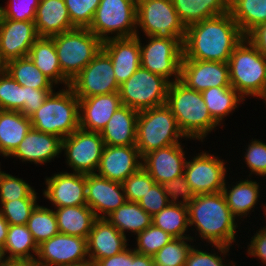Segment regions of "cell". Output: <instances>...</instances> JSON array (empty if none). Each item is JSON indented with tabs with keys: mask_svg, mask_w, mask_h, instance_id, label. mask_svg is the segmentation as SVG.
Instances as JSON below:
<instances>
[{
	"mask_svg": "<svg viewBox=\"0 0 266 266\" xmlns=\"http://www.w3.org/2000/svg\"><path fill=\"white\" fill-rule=\"evenodd\" d=\"M139 111L128 106H120L112 115L107 125L100 132L107 146L136 145V128Z\"/></svg>",
	"mask_w": 266,
	"mask_h": 266,
	"instance_id": "4316f807",
	"label": "cell"
},
{
	"mask_svg": "<svg viewBox=\"0 0 266 266\" xmlns=\"http://www.w3.org/2000/svg\"><path fill=\"white\" fill-rule=\"evenodd\" d=\"M201 94L211 117L219 125L245 100L233 87H211Z\"/></svg>",
	"mask_w": 266,
	"mask_h": 266,
	"instance_id": "e575fe53",
	"label": "cell"
},
{
	"mask_svg": "<svg viewBox=\"0 0 266 266\" xmlns=\"http://www.w3.org/2000/svg\"><path fill=\"white\" fill-rule=\"evenodd\" d=\"M194 237L174 238L152 257L154 263L165 266H185L188 254L193 245H189Z\"/></svg>",
	"mask_w": 266,
	"mask_h": 266,
	"instance_id": "ab89813d",
	"label": "cell"
},
{
	"mask_svg": "<svg viewBox=\"0 0 266 266\" xmlns=\"http://www.w3.org/2000/svg\"><path fill=\"white\" fill-rule=\"evenodd\" d=\"M238 182L236 185H232V188L229 186L227 188V182H225L222 193L232 214L236 218L240 216L241 219L245 215L247 217L249 212L254 209L256 203H258L260 187L259 183L251 181V178L250 180L247 178V180L244 179V181Z\"/></svg>",
	"mask_w": 266,
	"mask_h": 266,
	"instance_id": "1f68e13d",
	"label": "cell"
},
{
	"mask_svg": "<svg viewBox=\"0 0 266 266\" xmlns=\"http://www.w3.org/2000/svg\"><path fill=\"white\" fill-rule=\"evenodd\" d=\"M227 63L231 87L243 98L266 92V56L247 37L235 47Z\"/></svg>",
	"mask_w": 266,
	"mask_h": 266,
	"instance_id": "5b68a950",
	"label": "cell"
},
{
	"mask_svg": "<svg viewBox=\"0 0 266 266\" xmlns=\"http://www.w3.org/2000/svg\"><path fill=\"white\" fill-rule=\"evenodd\" d=\"M25 104V86L17 83L5 70L0 74V109L21 111Z\"/></svg>",
	"mask_w": 266,
	"mask_h": 266,
	"instance_id": "60d3db41",
	"label": "cell"
},
{
	"mask_svg": "<svg viewBox=\"0 0 266 266\" xmlns=\"http://www.w3.org/2000/svg\"><path fill=\"white\" fill-rule=\"evenodd\" d=\"M106 219L124 236L126 230L137 235L152 224V217L138 203L129 201H125Z\"/></svg>",
	"mask_w": 266,
	"mask_h": 266,
	"instance_id": "d6a6232c",
	"label": "cell"
},
{
	"mask_svg": "<svg viewBox=\"0 0 266 266\" xmlns=\"http://www.w3.org/2000/svg\"><path fill=\"white\" fill-rule=\"evenodd\" d=\"M78 99L119 92L109 55L101 48L69 86Z\"/></svg>",
	"mask_w": 266,
	"mask_h": 266,
	"instance_id": "7c38bea8",
	"label": "cell"
},
{
	"mask_svg": "<svg viewBox=\"0 0 266 266\" xmlns=\"http://www.w3.org/2000/svg\"><path fill=\"white\" fill-rule=\"evenodd\" d=\"M28 57L54 85L63 83L65 87L70 86L71 81L62 73L55 44L51 38L39 37L31 46Z\"/></svg>",
	"mask_w": 266,
	"mask_h": 266,
	"instance_id": "83f0119b",
	"label": "cell"
},
{
	"mask_svg": "<svg viewBox=\"0 0 266 266\" xmlns=\"http://www.w3.org/2000/svg\"><path fill=\"white\" fill-rule=\"evenodd\" d=\"M7 6H0V14L5 19L34 21L40 0H8Z\"/></svg>",
	"mask_w": 266,
	"mask_h": 266,
	"instance_id": "7dc6e473",
	"label": "cell"
},
{
	"mask_svg": "<svg viewBox=\"0 0 266 266\" xmlns=\"http://www.w3.org/2000/svg\"><path fill=\"white\" fill-rule=\"evenodd\" d=\"M135 0H100L88 29L102 42L110 38H129L139 34ZM114 34L113 36L108 35Z\"/></svg>",
	"mask_w": 266,
	"mask_h": 266,
	"instance_id": "ba28073f",
	"label": "cell"
},
{
	"mask_svg": "<svg viewBox=\"0 0 266 266\" xmlns=\"http://www.w3.org/2000/svg\"><path fill=\"white\" fill-rule=\"evenodd\" d=\"M3 266H41L37 259L5 260Z\"/></svg>",
	"mask_w": 266,
	"mask_h": 266,
	"instance_id": "680465c9",
	"label": "cell"
},
{
	"mask_svg": "<svg viewBox=\"0 0 266 266\" xmlns=\"http://www.w3.org/2000/svg\"><path fill=\"white\" fill-rule=\"evenodd\" d=\"M127 238L106 218H97L87 238L89 261L114 256L127 248Z\"/></svg>",
	"mask_w": 266,
	"mask_h": 266,
	"instance_id": "cb8c5ba5",
	"label": "cell"
},
{
	"mask_svg": "<svg viewBox=\"0 0 266 266\" xmlns=\"http://www.w3.org/2000/svg\"><path fill=\"white\" fill-rule=\"evenodd\" d=\"M245 36L228 12L186 27L182 60L228 62Z\"/></svg>",
	"mask_w": 266,
	"mask_h": 266,
	"instance_id": "6da1fadb",
	"label": "cell"
},
{
	"mask_svg": "<svg viewBox=\"0 0 266 266\" xmlns=\"http://www.w3.org/2000/svg\"><path fill=\"white\" fill-rule=\"evenodd\" d=\"M46 185L43 195L55 208L87 205L85 174L60 172L46 178Z\"/></svg>",
	"mask_w": 266,
	"mask_h": 266,
	"instance_id": "ffe728a7",
	"label": "cell"
},
{
	"mask_svg": "<svg viewBox=\"0 0 266 266\" xmlns=\"http://www.w3.org/2000/svg\"><path fill=\"white\" fill-rule=\"evenodd\" d=\"M251 141L244 154L245 162L250 169L249 176L255 174L266 177V143L257 139L253 141V138Z\"/></svg>",
	"mask_w": 266,
	"mask_h": 266,
	"instance_id": "c3c4849f",
	"label": "cell"
},
{
	"mask_svg": "<svg viewBox=\"0 0 266 266\" xmlns=\"http://www.w3.org/2000/svg\"><path fill=\"white\" fill-rule=\"evenodd\" d=\"M36 200L37 197H26L4 202L0 205V212L9 225H25L37 205Z\"/></svg>",
	"mask_w": 266,
	"mask_h": 266,
	"instance_id": "7bdbcfd3",
	"label": "cell"
},
{
	"mask_svg": "<svg viewBox=\"0 0 266 266\" xmlns=\"http://www.w3.org/2000/svg\"><path fill=\"white\" fill-rule=\"evenodd\" d=\"M140 36L110 38L102 42V49L109 55L115 78L119 85L125 82L140 66Z\"/></svg>",
	"mask_w": 266,
	"mask_h": 266,
	"instance_id": "7402d4cb",
	"label": "cell"
},
{
	"mask_svg": "<svg viewBox=\"0 0 266 266\" xmlns=\"http://www.w3.org/2000/svg\"><path fill=\"white\" fill-rule=\"evenodd\" d=\"M26 197H37L35 189L23 179L4 172L0 178V204Z\"/></svg>",
	"mask_w": 266,
	"mask_h": 266,
	"instance_id": "ee69618b",
	"label": "cell"
},
{
	"mask_svg": "<svg viewBox=\"0 0 266 266\" xmlns=\"http://www.w3.org/2000/svg\"><path fill=\"white\" fill-rule=\"evenodd\" d=\"M155 183L150 174L141 167L122 183L126 201L138 203Z\"/></svg>",
	"mask_w": 266,
	"mask_h": 266,
	"instance_id": "bcb514c9",
	"label": "cell"
},
{
	"mask_svg": "<svg viewBox=\"0 0 266 266\" xmlns=\"http://www.w3.org/2000/svg\"><path fill=\"white\" fill-rule=\"evenodd\" d=\"M71 23L77 28H88L100 0H64Z\"/></svg>",
	"mask_w": 266,
	"mask_h": 266,
	"instance_id": "f6af8a7d",
	"label": "cell"
},
{
	"mask_svg": "<svg viewBox=\"0 0 266 266\" xmlns=\"http://www.w3.org/2000/svg\"><path fill=\"white\" fill-rule=\"evenodd\" d=\"M152 256L142 255L131 249V266H154Z\"/></svg>",
	"mask_w": 266,
	"mask_h": 266,
	"instance_id": "6f0895ef",
	"label": "cell"
},
{
	"mask_svg": "<svg viewBox=\"0 0 266 266\" xmlns=\"http://www.w3.org/2000/svg\"><path fill=\"white\" fill-rule=\"evenodd\" d=\"M137 26L145 36L184 39L186 26L180 20L172 0L137 1Z\"/></svg>",
	"mask_w": 266,
	"mask_h": 266,
	"instance_id": "30bf717a",
	"label": "cell"
},
{
	"mask_svg": "<svg viewBox=\"0 0 266 266\" xmlns=\"http://www.w3.org/2000/svg\"><path fill=\"white\" fill-rule=\"evenodd\" d=\"M50 38L54 41L62 73L70 81L102 48V41L88 28L76 27Z\"/></svg>",
	"mask_w": 266,
	"mask_h": 266,
	"instance_id": "52a82bcc",
	"label": "cell"
},
{
	"mask_svg": "<svg viewBox=\"0 0 266 266\" xmlns=\"http://www.w3.org/2000/svg\"><path fill=\"white\" fill-rule=\"evenodd\" d=\"M230 263H228V266ZM185 266H227L225 265L223 258L216 255V253H208L192 247L188 254Z\"/></svg>",
	"mask_w": 266,
	"mask_h": 266,
	"instance_id": "f5cc1de1",
	"label": "cell"
},
{
	"mask_svg": "<svg viewBox=\"0 0 266 266\" xmlns=\"http://www.w3.org/2000/svg\"><path fill=\"white\" fill-rule=\"evenodd\" d=\"M246 37L262 54L266 56V23L257 26Z\"/></svg>",
	"mask_w": 266,
	"mask_h": 266,
	"instance_id": "9f6ffc18",
	"label": "cell"
},
{
	"mask_svg": "<svg viewBox=\"0 0 266 266\" xmlns=\"http://www.w3.org/2000/svg\"><path fill=\"white\" fill-rule=\"evenodd\" d=\"M61 141L55 135L31 128L9 157L19 158L22 162L29 161L42 165L54 160L62 152Z\"/></svg>",
	"mask_w": 266,
	"mask_h": 266,
	"instance_id": "d4e9b609",
	"label": "cell"
},
{
	"mask_svg": "<svg viewBox=\"0 0 266 266\" xmlns=\"http://www.w3.org/2000/svg\"><path fill=\"white\" fill-rule=\"evenodd\" d=\"M8 228H9V224L6 221V219L2 216V213L0 212V248L1 249L4 247V244L7 238Z\"/></svg>",
	"mask_w": 266,
	"mask_h": 266,
	"instance_id": "91938a15",
	"label": "cell"
},
{
	"mask_svg": "<svg viewBox=\"0 0 266 266\" xmlns=\"http://www.w3.org/2000/svg\"><path fill=\"white\" fill-rule=\"evenodd\" d=\"M2 253L4 257L9 253V256L5 257V260L35 259L34 255L37 256L38 245L34 241L32 233L26 224L9 225ZM31 253H34V255Z\"/></svg>",
	"mask_w": 266,
	"mask_h": 266,
	"instance_id": "d590c367",
	"label": "cell"
},
{
	"mask_svg": "<svg viewBox=\"0 0 266 266\" xmlns=\"http://www.w3.org/2000/svg\"><path fill=\"white\" fill-rule=\"evenodd\" d=\"M86 201L97 218H106L125 203L124 187L95 173L87 174Z\"/></svg>",
	"mask_w": 266,
	"mask_h": 266,
	"instance_id": "d6986e66",
	"label": "cell"
},
{
	"mask_svg": "<svg viewBox=\"0 0 266 266\" xmlns=\"http://www.w3.org/2000/svg\"><path fill=\"white\" fill-rule=\"evenodd\" d=\"M229 13L246 37L257 26L266 23V0H229Z\"/></svg>",
	"mask_w": 266,
	"mask_h": 266,
	"instance_id": "836d02e7",
	"label": "cell"
},
{
	"mask_svg": "<svg viewBox=\"0 0 266 266\" xmlns=\"http://www.w3.org/2000/svg\"><path fill=\"white\" fill-rule=\"evenodd\" d=\"M26 225L37 245L59 233L55 212L44 206L36 205Z\"/></svg>",
	"mask_w": 266,
	"mask_h": 266,
	"instance_id": "f35d334b",
	"label": "cell"
},
{
	"mask_svg": "<svg viewBox=\"0 0 266 266\" xmlns=\"http://www.w3.org/2000/svg\"><path fill=\"white\" fill-rule=\"evenodd\" d=\"M53 89H34L25 86V104L20 111L26 117H30L44 102Z\"/></svg>",
	"mask_w": 266,
	"mask_h": 266,
	"instance_id": "816d5d0a",
	"label": "cell"
},
{
	"mask_svg": "<svg viewBox=\"0 0 266 266\" xmlns=\"http://www.w3.org/2000/svg\"><path fill=\"white\" fill-rule=\"evenodd\" d=\"M38 38L34 21L5 19L0 14V55L5 63L27 57Z\"/></svg>",
	"mask_w": 266,
	"mask_h": 266,
	"instance_id": "2e32d148",
	"label": "cell"
},
{
	"mask_svg": "<svg viewBox=\"0 0 266 266\" xmlns=\"http://www.w3.org/2000/svg\"><path fill=\"white\" fill-rule=\"evenodd\" d=\"M129 249L126 248L114 256L100 259L94 266H131V249Z\"/></svg>",
	"mask_w": 266,
	"mask_h": 266,
	"instance_id": "11a10c76",
	"label": "cell"
},
{
	"mask_svg": "<svg viewBox=\"0 0 266 266\" xmlns=\"http://www.w3.org/2000/svg\"><path fill=\"white\" fill-rule=\"evenodd\" d=\"M251 239L248 245V255L257 257L263 264H266V230L259 229Z\"/></svg>",
	"mask_w": 266,
	"mask_h": 266,
	"instance_id": "db71d44e",
	"label": "cell"
},
{
	"mask_svg": "<svg viewBox=\"0 0 266 266\" xmlns=\"http://www.w3.org/2000/svg\"><path fill=\"white\" fill-rule=\"evenodd\" d=\"M154 266H165V265H159V264H156V263H155Z\"/></svg>",
	"mask_w": 266,
	"mask_h": 266,
	"instance_id": "a7ac6f4b",
	"label": "cell"
},
{
	"mask_svg": "<svg viewBox=\"0 0 266 266\" xmlns=\"http://www.w3.org/2000/svg\"><path fill=\"white\" fill-rule=\"evenodd\" d=\"M120 106L119 92L79 99L80 129L100 133Z\"/></svg>",
	"mask_w": 266,
	"mask_h": 266,
	"instance_id": "603a6c76",
	"label": "cell"
},
{
	"mask_svg": "<svg viewBox=\"0 0 266 266\" xmlns=\"http://www.w3.org/2000/svg\"><path fill=\"white\" fill-rule=\"evenodd\" d=\"M52 92L29 117L32 128L63 140L79 129V99L70 87Z\"/></svg>",
	"mask_w": 266,
	"mask_h": 266,
	"instance_id": "277c9868",
	"label": "cell"
},
{
	"mask_svg": "<svg viewBox=\"0 0 266 266\" xmlns=\"http://www.w3.org/2000/svg\"><path fill=\"white\" fill-rule=\"evenodd\" d=\"M180 81L202 92L211 87H231L227 62L182 60Z\"/></svg>",
	"mask_w": 266,
	"mask_h": 266,
	"instance_id": "e0dca14e",
	"label": "cell"
},
{
	"mask_svg": "<svg viewBox=\"0 0 266 266\" xmlns=\"http://www.w3.org/2000/svg\"><path fill=\"white\" fill-rule=\"evenodd\" d=\"M5 70L21 86L34 89H53V82L47 78L27 56L6 63Z\"/></svg>",
	"mask_w": 266,
	"mask_h": 266,
	"instance_id": "8d00e7d4",
	"label": "cell"
},
{
	"mask_svg": "<svg viewBox=\"0 0 266 266\" xmlns=\"http://www.w3.org/2000/svg\"><path fill=\"white\" fill-rule=\"evenodd\" d=\"M32 128L20 111L0 110V154L9 157Z\"/></svg>",
	"mask_w": 266,
	"mask_h": 266,
	"instance_id": "f1b7e54d",
	"label": "cell"
},
{
	"mask_svg": "<svg viewBox=\"0 0 266 266\" xmlns=\"http://www.w3.org/2000/svg\"><path fill=\"white\" fill-rule=\"evenodd\" d=\"M193 159V160H192ZM186 161L184 176L195 195L221 192L226 181L224 160L206 152Z\"/></svg>",
	"mask_w": 266,
	"mask_h": 266,
	"instance_id": "9a60e30c",
	"label": "cell"
},
{
	"mask_svg": "<svg viewBox=\"0 0 266 266\" xmlns=\"http://www.w3.org/2000/svg\"><path fill=\"white\" fill-rule=\"evenodd\" d=\"M36 259L41 266H76L90 263L87 239L58 233L38 245Z\"/></svg>",
	"mask_w": 266,
	"mask_h": 266,
	"instance_id": "5bb4252c",
	"label": "cell"
},
{
	"mask_svg": "<svg viewBox=\"0 0 266 266\" xmlns=\"http://www.w3.org/2000/svg\"><path fill=\"white\" fill-rule=\"evenodd\" d=\"M170 81L139 67L119 87L121 103L137 111L166 104Z\"/></svg>",
	"mask_w": 266,
	"mask_h": 266,
	"instance_id": "9c48e42d",
	"label": "cell"
},
{
	"mask_svg": "<svg viewBox=\"0 0 266 266\" xmlns=\"http://www.w3.org/2000/svg\"><path fill=\"white\" fill-rule=\"evenodd\" d=\"M76 266H94L91 263H86V264H81V265H76Z\"/></svg>",
	"mask_w": 266,
	"mask_h": 266,
	"instance_id": "e7e4bbea",
	"label": "cell"
},
{
	"mask_svg": "<svg viewBox=\"0 0 266 266\" xmlns=\"http://www.w3.org/2000/svg\"><path fill=\"white\" fill-rule=\"evenodd\" d=\"M1 168V167H0ZM4 171L2 172L1 169H0V178L1 176L3 175Z\"/></svg>",
	"mask_w": 266,
	"mask_h": 266,
	"instance_id": "003e7915",
	"label": "cell"
},
{
	"mask_svg": "<svg viewBox=\"0 0 266 266\" xmlns=\"http://www.w3.org/2000/svg\"><path fill=\"white\" fill-rule=\"evenodd\" d=\"M6 63L2 60L0 55V74L5 71Z\"/></svg>",
	"mask_w": 266,
	"mask_h": 266,
	"instance_id": "94428289",
	"label": "cell"
},
{
	"mask_svg": "<svg viewBox=\"0 0 266 266\" xmlns=\"http://www.w3.org/2000/svg\"><path fill=\"white\" fill-rule=\"evenodd\" d=\"M259 98H262L265 101L264 103H266V92L262 94L261 96H259Z\"/></svg>",
	"mask_w": 266,
	"mask_h": 266,
	"instance_id": "be15d7a7",
	"label": "cell"
},
{
	"mask_svg": "<svg viewBox=\"0 0 266 266\" xmlns=\"http://www.w3.org/2000/svg\"><path fill=\"white\" fill-rule=\"evenodd\" d=\"M136 248H133L137 253L142 255L153 256L174 237L166 233L160 228L151 224L144 231L136 235Z\"/></svg>",
	"mask_w": 266,
	"mask_h": 266,
	"instance_id": "b9f144b4",
	"label": "cell"
},
{
	"mask_svg": "<svg viewBox=\"0 0 266 266\" xmlns=\"http://www.w3.org/2000/svg\"><path fill=\"white\" fill-rule=\"evenodd\" d=\"M138 204L151 216L159 213L170 204L162 184L155 183L141 198Z\"/></svg>",
	"mask_w": 266,
	"mask_h": 266,
	"instance_id": "f907efd6",
	"label": "cell"
},
{
	"mask_svg": "<svg viewBox=\"0 0 266 266\" xmlns=\"http://www.w3.org/2000/svg\"><path fill=\"white\" fill-rule=\"evenodd\" d=\"M181 143L162 147L142 157V167L158 184L184 175L186 158Z\"/></svg>",
	"mask_w": 266,
	"mask_h": 266,
	"instance_id": "44dd1931",
	"label": "cell"
},
{
	"mask_svg": "<svg viewBox=\"0 0 266 266\" xmlns=\"http://www.w3.org/2000/svg\"><path fill=\"white\" fill-rule=\"evenodd\" d=\"M162 187L168 197V200L172 204H181L187 206L188 203H190L195 197V194L187 183L184 175L164 182ZM180 197H182V200L179 201L178 198Z\"/></svg>",
	"mask_w": 266,
	"mask_h": 266,
	"instance_id": "681fc988",
	"label": "cell"
},
{
	"mask_svg": "<svg viewBox=\"0 0 266 266\" xmlns=\"http://www.w3.org/2000/svg\"><path fill=\"white\" fill-rule=\"evenodd\" d=\"M152 224L174 238L191 237L186 235L189 227L188 207L170 203L152 217Z\"/></svg>",
	"mask_w": 266,
	"mask_h": 266,
	"instance_id": "74e56055",
	"label": "cell"
},
{
	"mask_svg": "<svg viewBox=\"0 0 266 266\" xmlns=\"http://www.w3.org/2000/svg\"><path fill=\"white\" fill-rule=\"evenodd\" d=\"M189 226L196 227L199 236L226 257L235 242L237 219L221 192L195 195L188 203Z\"/></svg>",
	"mask_w": 266,
	"mask_h": 266,
	"instance_id": "7a4b0ae2",
	"label": "cell"
},
{
	"mask_svg": "<svg viewBox=\"0 0 266 266\" xmlns=\"http://www.w3.org/2000/svg\"><path fill=\"white\" fill-rule=\"evenodd\" d=\"M4 261H5V258L3 256L2 249L0 248V266H3Z\"/></svg>",
	"mask_w": 266,
	"mask_h": 266,
	"instance_id": "6125c7cd",
	"label": "cell"
},
{
	"mask_svg": "<svg viewBox=\"0 0 266 266\" xmlns=\"http://www.w3.org/2000/svg\"><path fill=\"white\" fill-rule=\"evenodd\" d=\"M104 147L99 132L80 128L61 141V151H65L67 165L74 170L73 173L85 175L96 173Z\"/></svg>",
	"mask_w": 266,
	"mask_h": 266,
	"instance_id": "4fadbf2b",
	"label": "cell"
},
{
	"mask_svg": "<svg viewBox=\"0 0 266 266\" xmlns=\"http://www.w3.org/2000/svg\"><path fill=\"white\" fill-rule=\"evenodd\" d=\"M165 105L187 139L202 142L219 125L211 117L201 92L188 88L180 80L170 82Z\"/></svg>",
	"mask_w": 266,
	"mask_h": 266,
	"instance_id": "3957f363",
	"label": "cell"
},
{
	"mask_svg": "<svg viewBox=\"0 0 266 266\" xmlns=\"http://www.w3.org/2000/svg\"><path fill=\"white\" fill-rule=\"evenodd\" d=\"M183 137L186 138L166 105L139 111L136 147L141 157L162 147L180 143Z\"/></svg>",
	"mask_w": 266,
	"mask_h": 266,
	"instance_id": "8992f818",
	"label": "cell"
},
{
	"mask_svg": "<svg viewBox=\"0 0 266 266\" xmlns=\"http://www.w3.org/2000/svg\"><path fill=\"white\" fill-rule=\"evenodd\" d=\"M54 210L59 233L88 238L97 219L88 205L66 206Z\"/></svg>",
	"mask_w": 266,
	"mask_h": 266,
	"instance_id": "f546056e",
	"label": "cell"
},
{
	"mask_svg": "<svg viewBox=\"0 0 266 266\" xmlns=\"http://www.w3.org/2000/svg\"><path fill=\"white\" fill-rule=\"evenodd\" d=\"M263 209L265 210V211H263L264 213L263 214H265L266 215V205L263 207ZM266 217V216H265ZM263 229L264 230H266V226L265 227H263Z\"/></svg>",
	"mask_w": 266,
	"mask_h": 266,
	"instance_id": "03108f58",
	"label": "cell"
},
{
	"mask_svg": "<svg viewBox=\"0 0 266 266\" xmlns=\"http://www.w3.org/2000/svg\"><path fill=\"white\" fill-rule=\"evenodd\" d=\"M39 37H52L76 28L64 0H40L35 14Z\"/></svg>",
	"mask_w": 266,
	"mask_h": 266,
	"instance_id": "484cf974",
	"label": "cell"
},
{
	"mask_svg": "<svg viewBox=\"0 0 266 266\" xmlns=\"http://www.w3.org/2000/svg\"><path fill=\"white\" fill-rule=\"evenodd\" d=\"M148 44L140 40L141 67L165 77L170 82L180 80L184 39H164L147 36ZM174 77L170 80L171 77Z\"/></svg>",
	"mask_w": 266,
	"mask_h": 266,
	"instance_id": "8fae6325",
	"label": "cell"
},
{
	"mask_svg": "<svg viewBox=\"0 0 266 266\" xmlns=\"http://www.w3.org/2000/svg\"><path fill=\"white\" fill-rule=\"evenodd\" d=\"M172 3L186 27L229 12V0H172Z\"/></svg>",
	"mask_w": 266,
	"mask_h": 266,
	"instance_id": "4dcf8cb0",
	"label": "cell"
},
{
	"mask_svg": "<svg viewBox=\"0 0 266 266\" xmlns=\"http://www.w3.org/2000/svg\"><path fill=\"white\" fill-rule=\"evenodd\" d=\"M141 167L142 157L136 145H105L96 170L98 173L96 172L95 174L122 184L130 175L137 172Z\"/></svg>",
	"mask_w": 266,
	"mask_h": 266,
	"instance_id": "ac0fdd59",
	"label": "cell"
}]
</instances>
